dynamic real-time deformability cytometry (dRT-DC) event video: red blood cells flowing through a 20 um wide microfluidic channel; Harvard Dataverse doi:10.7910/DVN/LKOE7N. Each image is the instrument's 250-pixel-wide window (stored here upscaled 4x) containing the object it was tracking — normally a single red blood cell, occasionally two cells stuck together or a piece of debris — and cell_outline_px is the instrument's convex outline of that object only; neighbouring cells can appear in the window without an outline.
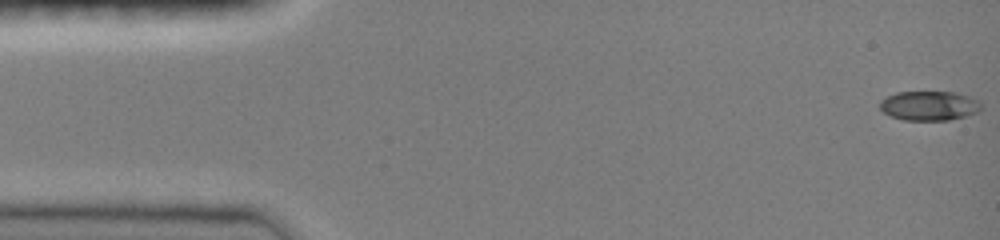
{"species": "common noctule bat (a hibernating species)", "species_latin": "Nyctalus noctula", "temperature_condition": "room temperature", "stored_images_in_passage": 12, "camera_frame_rate_fps": 3000, "um_per_image_px": 0.085, "animal": {"sex": "female", "body_mass_g": 19.0, "forearm_length_mm": 51.5}, "frame": {"image": 1, "passage_image": 1, "time_ms": 0.0, "image_size_px": [1000, 240], "cell_outline_px": [[980, 108], [976, 112], [964, 116], [948, 120], [904, 120], [892, 116], [884, 112], [880, 108], [880, 100], [896, 92], [956, 92], [968, 96], [976, 100], [980, 104]], "centroid_in_image_um": [78.95, 8.98], "position_along_channel_um": 6.1, "area_um2": 17.11}}
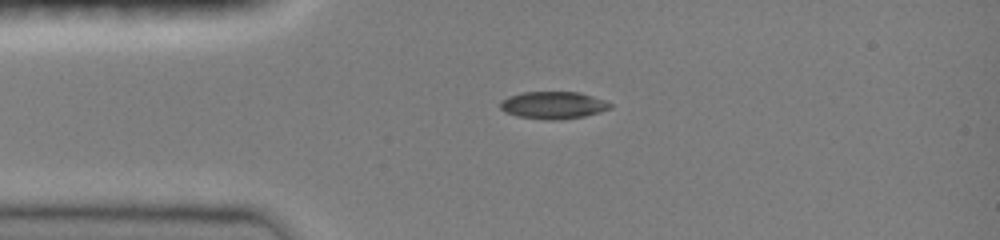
{"frame": {"image": 2, "passage_image": 7, "time_ms": 2.0, "image_size_px": [1000, 240], "cell_outline_px": [[612, 108], [600, 112], [584, 116], [560, 120], [548, 120], [516, 116], [504, 112], [500, 108], [500, 100], [508, 96], [524, 92], [580, 92], [604, 100], [612, 104]], "centroid_in_image_um": [47.01, 8.94], "position_along_channel_um": 38.0, "area_um2": 17.63}}
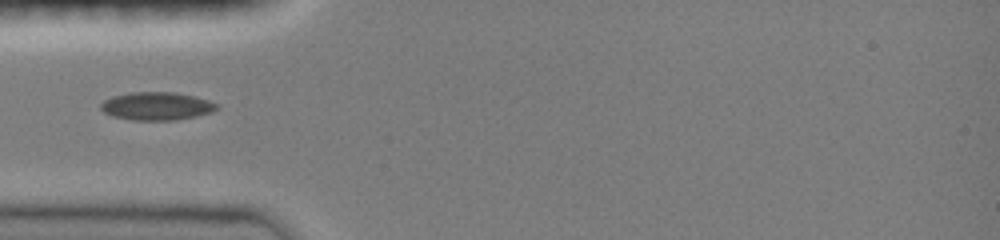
{"frame": {"image": 3, "passage_image": 10, "time_ms": 3.0, "image_size_px": [1000, 240], "cell_outline_px": [[220, 108], [212, 112], [196, 116], [176, 120], [132, 120], [112, 116], [104, 112], [100, 108], [100, 104], [104, 100], [112, 96], [132, 92], [172, 92], [192, 96], [208, 100], [220, 104]], "centroid_in_image_um": [13.33, 9.02], "position_along_channel_um": 71.7, "area_um2": 19.02}}